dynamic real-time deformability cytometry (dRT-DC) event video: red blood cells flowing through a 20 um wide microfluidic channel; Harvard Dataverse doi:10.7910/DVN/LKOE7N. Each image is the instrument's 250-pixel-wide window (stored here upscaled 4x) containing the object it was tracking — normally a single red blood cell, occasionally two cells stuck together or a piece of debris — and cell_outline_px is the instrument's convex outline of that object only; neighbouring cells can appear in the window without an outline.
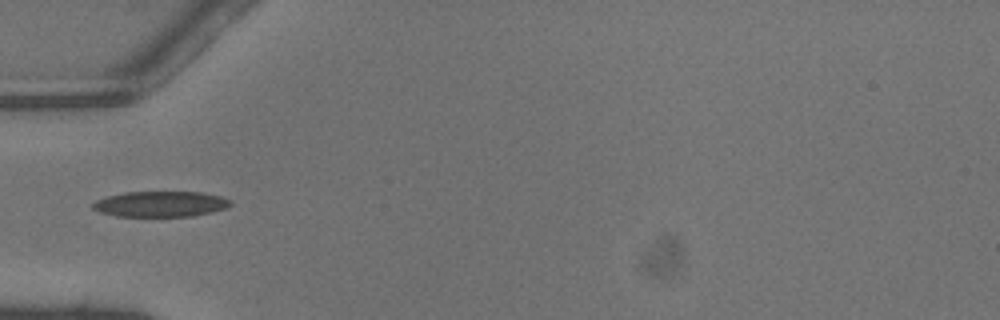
{"species": "common noctule bat (a hibernating species)", "species_latin": "Nyctalus noctula", "temperature_condition": "warm", "stored_images_in_passage": 12, "camera_frame_rate_fps": 3000, "um_per_image_px": 0.085, "animal": {"sex": "male", "body_mass_g": 13.3}, "frame": {"image": 1, "passage_image": 1, "time_ms": 0.0, "image_size_px": [1000, 320], "cell_outline_px": [[232, 204], [228, 208], [212, 212], [192, 216], [116, 216], [100, 212], [92, 208], [92, 204], [96, 200], [108, 196], [124, 192], [200, 192], [220, 196], [232, 200]], "centroid_in_image_um": [13.68, 17.34], "position_along_channel_um": 71.3, "area_um2": 20.58}}
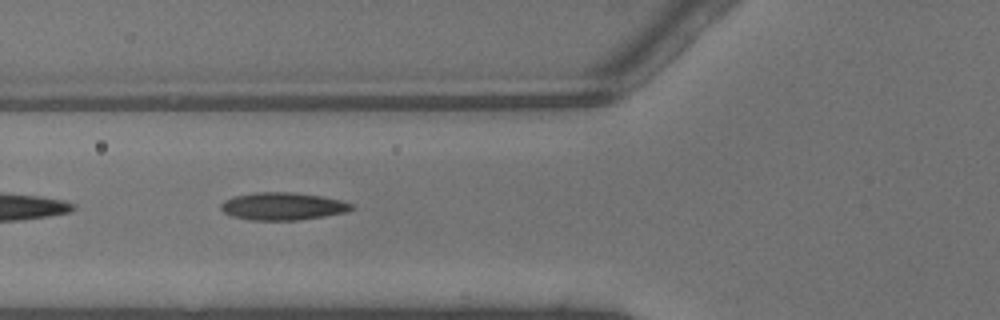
{"frame": {"image": 2, "passage_image": 3, "time_ms": 0.667, "image_size_px": [1000, 320], "cell_outline_px": [[352, 208], [348, 212], [300, 220], [252, 220], [232, 216], [224, 212], [220, 208], [220, 204], [224, 200], [232, 196], [252, 192], [292, 192], [320, 196], [340, 200], [352, 204]], "centroid_in_image_um": [23.99, 17.53], "position_along_channel_um": 101.8, "area_um2": 21.04}}
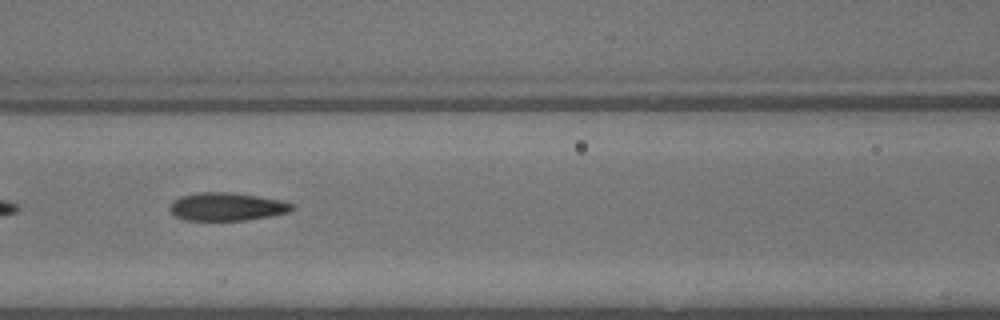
{"frame": {"image": 3, "passage_image": 6, "time_ms": 1.667, "image_size_px": [1000, 320], "cell_outline_px": [[296, 208], [288, 212], [248, 220], [184, 220], [176, 216], [168, 208], [172, 200], [180, 196], [196, 192], [232, 192], [280, 200], [292, 204]], "centroid_in_image_um": [19.23, 17.56], "position_along_channel_um": 147.4, "area_um2": 20.0}}